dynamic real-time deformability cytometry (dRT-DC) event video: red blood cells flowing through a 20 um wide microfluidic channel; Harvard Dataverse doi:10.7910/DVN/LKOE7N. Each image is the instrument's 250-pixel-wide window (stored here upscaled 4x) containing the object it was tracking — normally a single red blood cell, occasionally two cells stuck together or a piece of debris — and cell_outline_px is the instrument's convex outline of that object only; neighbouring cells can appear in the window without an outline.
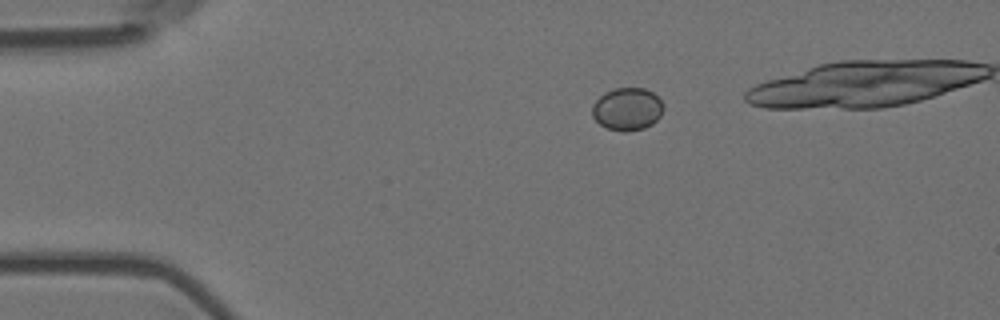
{"species": "Egyptian fruit bat (a non-hibernating species)", "species_latin": "Rousettus aegyptiacus", "temperature_condition": "room temperature", "stored_images_in_passage": 39, "camera_frame_rate_fps": 3000, "um_per_image_px": 0.085, "animal": {"sex": "female"}, "frame": {"image": 1, "passage_image": 1, "time_ms": 0.0, "image_size_px": [1000, 320], "cell_outline_px": [[664, 108], [660, 116], [652, 124], [644, 128], [624, 132], [608, 128], [600, 124], [592, 116], [592, 104], [604, 92], [612, 88], [644, 88], [652, 92], [660, 100]], "centroid_in_image_um": [53.3, 9.26], "position_along_channel_um": 31.7, "area_um2": 17.69}}
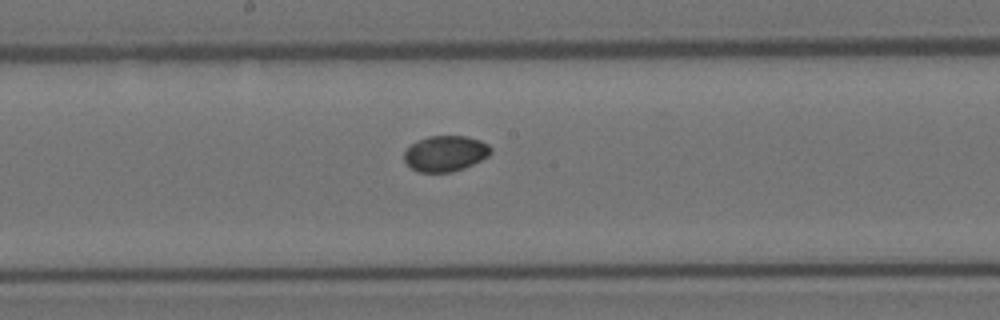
{"frame": {"image": 2, "passage_image": 20, "time_ms": 6.333, "image_size_px": [1000, 320], "cell_outline_px": [[492, 152], [488, 156], [464, 168], [452, 172], [420, 172], [412, 168], [404, 160], [404, 152], [416, 140], [428, 136], [468, 136], [480, 140], [488, 144], [492, 148]], "centroid_in_image_um": [37.87, 13.03], "position_along_channel_um": 210.3, "area_um2": 18.03}}
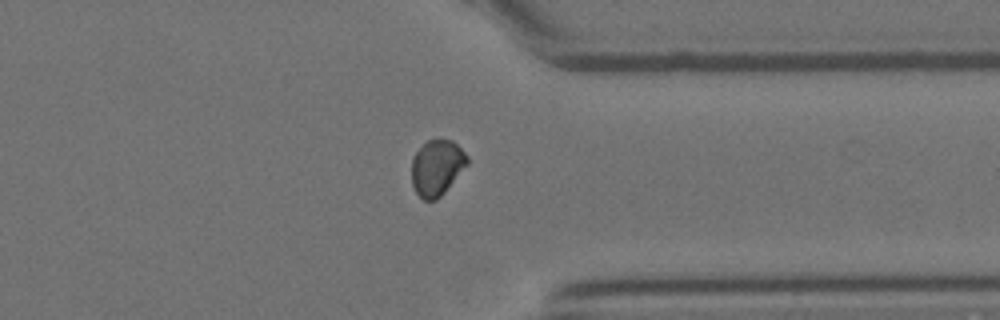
{"frame": {"image": 3, "passage_image": 34, "time_ms": 11.0, "image_size_px": [1000, 320], "cell_outline_px": [[468, 164], [444, 192], [436, 200], [424, 200], [416, 192], [412, 184], [412, 156], [428, 140], [452, 140], [468, 156]], "centroid_in_image_um": [37.13, 14.25], "position_along_channel_um": 374.3, "area_um2": 17.8}, "authors_computed_cell_mechanics": {"area_um2": 18.1492, "velocity_mm_per_s": 3.5811, "shape_relaxation_time_tau1_ms": null, "shape_relaxation_time_tau2_ms": 3.5013, "deformation_change_tau1": null, "deformation_change_tau2": 0.0233}}